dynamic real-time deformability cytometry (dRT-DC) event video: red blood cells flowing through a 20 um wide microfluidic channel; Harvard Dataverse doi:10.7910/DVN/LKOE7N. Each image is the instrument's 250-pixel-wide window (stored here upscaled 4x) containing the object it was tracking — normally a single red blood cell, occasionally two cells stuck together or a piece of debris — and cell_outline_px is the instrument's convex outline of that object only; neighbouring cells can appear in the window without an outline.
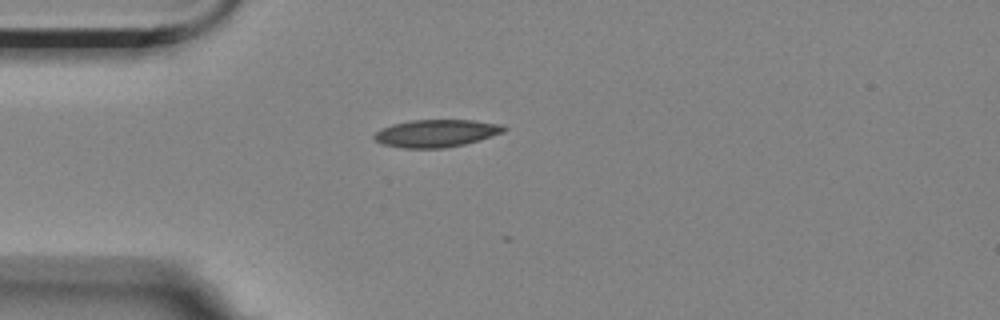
{"species": "Egyptian fruit bat (a non-hibernating species)", "species_latin": "Rousettus aegyptiacus", "temperature_condition": "room temperature", "stored_images_in_passage": 2, "camera_frame_rate_fps": 3000, "um_per_image_px": 0.085, "animal": {"sex": "female"}, "frame": {"image": 1, "passage_image": 2, "time_ms": 1.333, "image_size_px": [1000, 320], "cell_outline_px": [[508, 128], [504, 132], [480, 140], [464, 144], [444, 148], [400, 148], [380, 144], [372, 136], [376, 132], [392, 124], [412, 120], [472, 120], [504, 124]], "centroid_in_image_um": [37.11, 11.33], "position_along_channel_um": 47.9, "area_um2": 20.92}}